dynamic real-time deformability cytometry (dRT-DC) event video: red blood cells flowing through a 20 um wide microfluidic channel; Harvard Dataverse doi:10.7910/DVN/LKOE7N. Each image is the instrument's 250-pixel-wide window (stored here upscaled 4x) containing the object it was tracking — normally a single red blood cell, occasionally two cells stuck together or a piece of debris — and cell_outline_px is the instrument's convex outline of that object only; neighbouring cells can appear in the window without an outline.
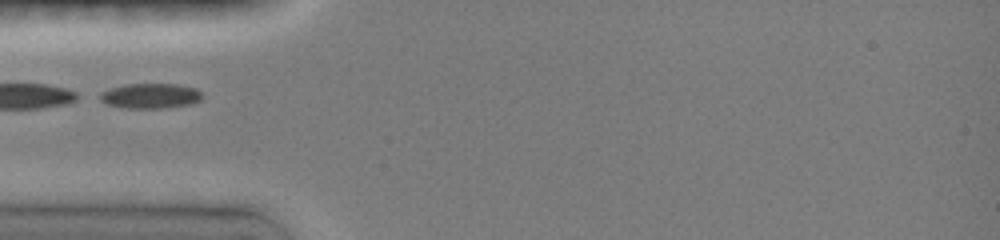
{"species": "common noctule bat (a hibernating species)", "species_latin": "Nyctalus noctula", "temperature_condition": "room temperature", "stored_images_in_passage": 2, "camera_frame_rate_fps": 3000, "um_per_image_px": 0.085, "animal": {"sex": "female", "body_mass_g": 19.0, "forearm_length_mm": 51.5}, "frame": {"image": 1, "passage_image": 1, "time_ms": 0.0, "image_size_px": [1000, 240], "cell_outline_px": [[204, 96], [200, 100], [192, 104], [160, 108], [128, 108], [108, 104], [100, 100], [100, 92], [124, 84], [176, 84], [196, 88]], "centroid_in_image_um": [12.81, 8.14], "position_along_channel_um": 72.2, "area_um2": 14.85}}